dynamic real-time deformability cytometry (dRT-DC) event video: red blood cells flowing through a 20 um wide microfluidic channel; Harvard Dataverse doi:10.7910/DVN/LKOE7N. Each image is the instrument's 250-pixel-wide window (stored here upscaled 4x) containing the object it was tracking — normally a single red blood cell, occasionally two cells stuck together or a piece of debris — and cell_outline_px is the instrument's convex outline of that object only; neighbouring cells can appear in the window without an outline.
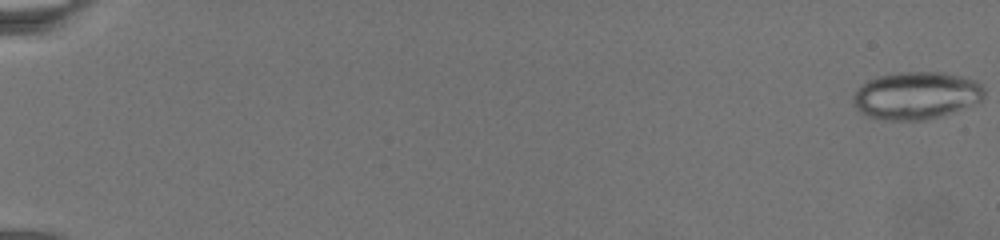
{"species": "common noctule bat (a hibernating species)", "species_latin": "Nyctalus noctula", "temperature_condition": "warm", "stored_images_in_passage": 26, "camera_frame_rate_fps": 3000, "um_per_image_px": 0.085, "animal": {"sex": "female", "body_mass_g": 19.5, "forearm_length_mm": 54.1}, "frame": {"image": 1, "passage_image": 1, "time_ms": 0.0, "image_size_px": [1000, 240], "cell_outline_px": [[984, 96], [980, 100], [940, 116], [924, 120], [884, 120], [868, 116], [860, 112], [852, 104], [852, 96], [856, 88], [860, 84], [868, 80], [880, 76], [900, 72], [940, 72], [960, 76], [976, 80], [984, 88]], "centroid_in_image_um": [77.8, 8.11], "position_along_channel_um": 7.2, "area_um2": 36.13}}